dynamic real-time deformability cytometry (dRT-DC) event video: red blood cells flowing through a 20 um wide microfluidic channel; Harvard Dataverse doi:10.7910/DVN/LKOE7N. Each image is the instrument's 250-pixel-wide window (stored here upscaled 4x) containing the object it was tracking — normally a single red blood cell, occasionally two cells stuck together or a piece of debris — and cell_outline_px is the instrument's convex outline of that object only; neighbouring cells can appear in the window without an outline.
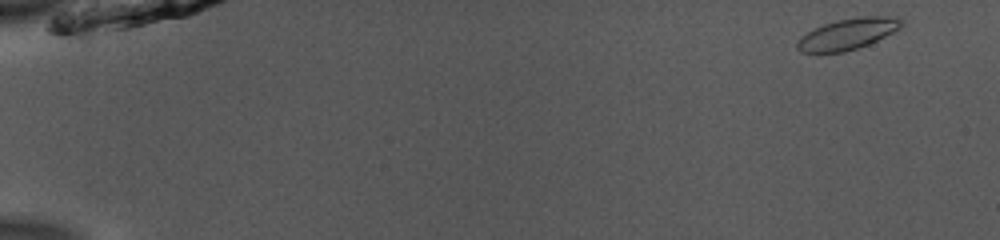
{"species": "common noctule bat (a hibernating species)", "species_latin": "Nyctalus noctula", "temperature_condition": "room temperature", "stored_images_in_passage": 50, "camera_frame_rate_fps": 3000, "um_per_image_px": 0.085, "animal": {"sex": "male", "body_mass_g": 13.0, "forearm_length_mm": 53.1}, "frame": {"image": 1, "passage_image": 1, "time_ms": 0.0, "image_size_px": [1000, 240], "cell_outline_px": [[904, 24], [900, 28], [868, 44], [844, 52], [800, 52], [796, 48], [796, 40], [800, 36], [824, 24], [836, 20], [860, 16], [900, 16], [904, 20]], "centroid_in_image_um": [72.07, 2.87], "position_along_channel_um": 12.9, "area_um2": 18.9}}
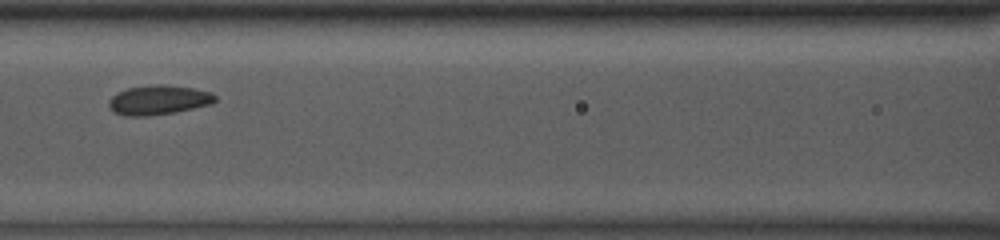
{"frame": {"image": 2, "passage_image": 23, "time_ms": 7.333, "image_size_px": [1000, 240], "cell_outline_px": [[216, 100], [212, 104], [172, 112], [148, 116], [128, 116], [116, 112], [108, 104], [108, 100], [116, 92], [128, 88], [160, 84], [164, 84], [192, 88], [212, 92], [216, 96]], "centroid_in_image_um": [13.49, 8.49], "position_along_channel_um": 153.1, "area_um2": 18.03}}
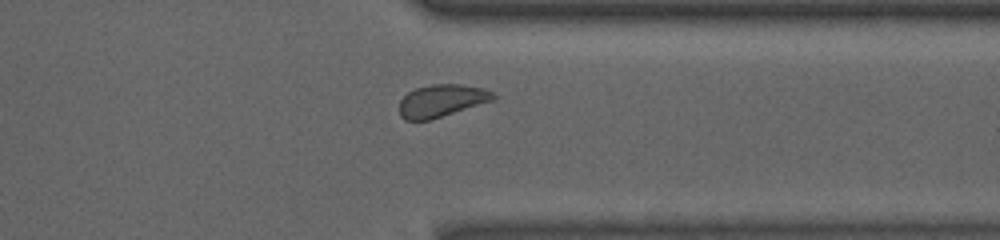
{"frame": {"image": 3, "passage_image": 40, "time_ms": 13.0, "image_size_px": [1000, 240], "cell_outline_px": [[496, 100], [428, 120], [404, 120], [400, 116], [400, 100], [408, 92], [416, 88], [432, 84], [460, 84], [484, 88], [492, 92], [496, 96]], "centroid_in_image_um": [37.56, 8.55], "position_along_channel_um": 373.8, "area_um2": 17.74}, "authors_computed_cell_mechanics": {"area_um2": 18.2648, "velocity_mm_per_s": 3.8952, "shape_relaxation_time_tau1_ms": 2.5271, "shape_relaxation_time_tau2_ms": 2.3323, "deformation_change_tau1": 0.0933, "deformation_change_tau2": 0.0336}}